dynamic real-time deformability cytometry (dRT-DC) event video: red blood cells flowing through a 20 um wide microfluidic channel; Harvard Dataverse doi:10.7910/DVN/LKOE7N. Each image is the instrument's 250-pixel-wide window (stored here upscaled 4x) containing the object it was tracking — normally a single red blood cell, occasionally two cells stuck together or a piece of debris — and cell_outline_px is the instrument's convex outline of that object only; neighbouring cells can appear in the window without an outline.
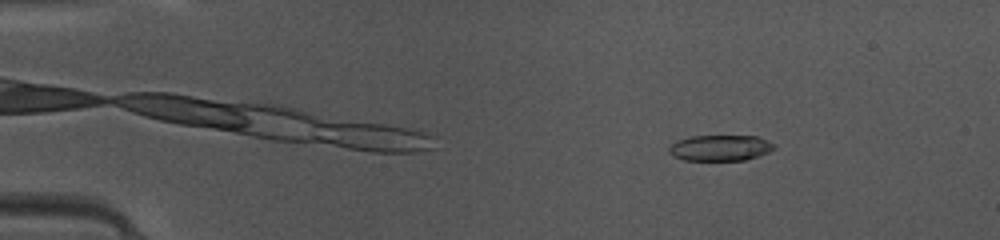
{"species": "common noctule bat (a hibernating species)", "species_latin": "Nyctalus noctula", "temperature_condition": "warm", "stored_images_in_passage": 48, "camera_frame_rate_fps": 3000, "um_per_image_px": 0.085, "animal": {"sex": "female", "body_mass_g": 10.0, "forearm_length_mm": 53.1}, "frame": {"image": 1, "passage_image": 7, "time_ms": 2.0, "image_size_px": [1000, 240], "cell_outline_px": [[776, 148], [768, 152], [744, 160], [684, 160], [672, 156], [668, 152], [668, 148], [676, 140], [692, 136], [756, 136], [776, 144]], "centroid_in_image_um": [61.19, 12.57], "position_along_channel_um": 23.8, "area_um2": 15.84}}
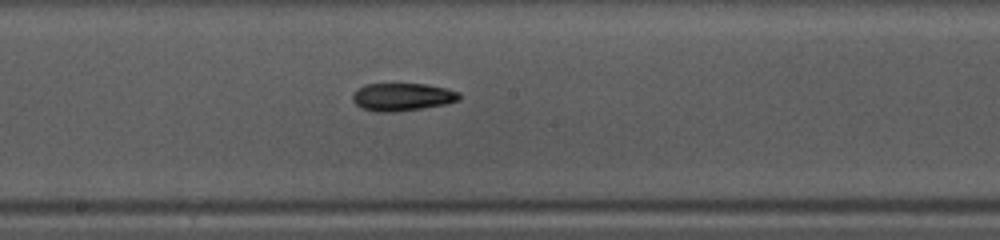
{"frame": {"image": 2, "passage_image": 26, "time_ms": 8.333, "image_size_px": [1000, 240], "cell_outline_px": [[460, 100], [448, 104], [424, 108], [396, 112], [376, 112], [360, 108], [352, 100], [352, 96], [356, 88], [364, 84], [424, 84], [444, 88], [460, 92]], "centroid_in_image_um": [34.17, 8.25], "position_along_channel_um": 214.0, "area_um2": 17.51}}
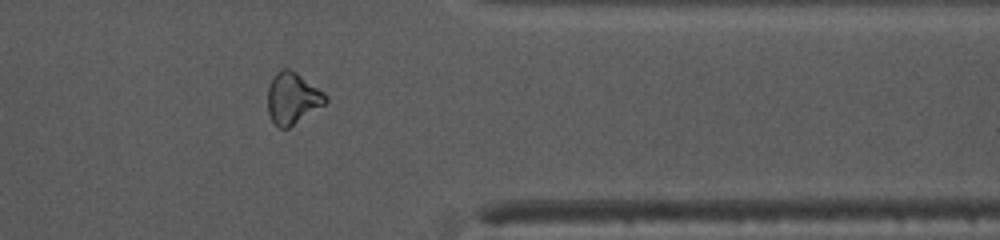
{"frame": {"image": 3, "passage_image": 39, "time_ms": 12.667, "image_size_px": [1000, 240], "cell_outline_px": [[328, 100], [324, 104], [288, 128], [280, 128], [272, 120], [268, 112], [268, 88], [272, 76], [280, 68], [288, 68], [296, 72], [324, 92], [328, 96]], "centroid_in_image_um": [24.85, 8.32], "position_along_channel_um": 386.5, "area_um2": 17.22}, "authors_computed_cell_mechanics": {"area_um2": 16.9932, "velocity_mm_per_s": 4.1735, "shape_relaxation_time_tau1_ms": 8.3006, "shape_relaxation_time_tau2_ms": 8.6394, "deformation_change_tau1": 0.1947, "deformation_change_tau2": 0.2012}}